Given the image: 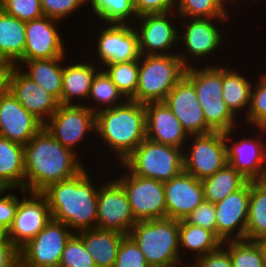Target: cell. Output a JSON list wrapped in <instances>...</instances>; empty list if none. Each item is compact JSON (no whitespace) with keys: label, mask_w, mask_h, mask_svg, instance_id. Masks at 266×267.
Returning <instances> with one entry per match:
<instances>
[{"label":"cell","mask_w":266,"mask_h":267,"mask_svg":"<svg viewBox=\"0 0 266 267\" xmlns=\"http://www.w3.org/2000/svg\"><path fill=\"white\" fill-rule=\"evenodd\" d=\"M43 126L24 145L25 190L42 192L50 184L75 177L86 166Z\"/></svg>","instance_id":"1"},{"label":"cell","mask_w":266,"mask_h":267,"mask_svg":"<svg viewBox=\"0 0 266 267\" xmlns=\"http://www.w3.org/2000/svg\"><path fill=\"white\" fill-rule=\"evenodd\" d=\"M90 177L85 167L75 177L50 184L41 192L52 219L66 224L74 233L96 228L98 184Z\"/></svg>","instance_id":"2"},{"label":"cell","mask_w":266,"mask_h":267,"mask_svg":"<svg viewBox=\"0 0 266 267\" xmlns=\"http://www.w3.org/2000/svg\"><path fill=\"white\" fill-rule=\"evenodd\" d=\"M95 128L94 136L114 152V161L122 163L146 138L145 104L126 100L119 106L100 110Z\"/></svg>","instance_id":"3"},{"label":"cell","mask_w":266,"mask_h":267,"mask_svg":"<svg viewBox=\"0 0 266 267\" xmlns=\"http://www.w3.org/2000/svg\"><path fill=\"white\" fill-rule=\"evenodd\" d=\"M128 235L151 267H173L184 260L179 251V220L137 221Z\"/></svg>","instance_id":"4"},{"label":"cell","mask_w":266,"mask_h":267,"mask_svg":"<svg viewBox=\"0 0 266 267\" xmlns=\"http://www.w3.org/2000/svg\"><path fill=\"white\" fill-rule=\"evenodd\" d=\"M206 64L187 67L185 76L195 87L206 124L213 131L227 132L237 127L238 119L222 97V66Z\"/></svg>","instance_id":"5"},{"label":"cell","mask_w":266,"mask_h":267,"mask_svg":"<svg viewBox=\"0 0 266 267\" xmlns=\"http://www.w3.org/2000/svg\"><path fill=\"white\" fill-rule=\"evenodd\" d=\"M186 68L177 54L140 55L136 94L130 100L142 104L163 102L185 76Z\"/></svg>","instance_id":"6"},{"label":"cell","mask_w":266,"mask_h":267,"mask_svg":"<svg viewBox=\"0 0 266 267\" xmlns=\"http://www.w3.org/2000/svg\"><path fill=\"white\" fill-rule=\"evenodd\" d=\"M183 151L145 138L122 163L139 177L165 182L184 170Z\"/></svg>","instance_id":"7"},{"label":"cell","mask_w":266,"mask_h":267,"mask_svg":"<svg viewBox=\"0 0 266 267\" xmlns=\"http://www.w3.org/2000/svg\"><path fill=\"white\" fill-rule=\"evenodd\" d=\"M180 19L184 21V23L182 21L183 27L181 28L184 29L179 33V41L182 43L180 48L183 50L177 52V55L186 67L193 66V61H199L201 58L208 60L209 56H212L214 52L217 53V50L219 51L218 48H221L220 46L224 42L225 34L222 33L221 28L215 23L220 20V24L221 22L224 23V21L228 22L230 18ZM191 60L192 63H190Z\"/></svg>","instance_id":"8"},{"label":"cell","mask_w":266,"mask_h":267,"mask_svg":"<svg viewBox=\"0 0 266 267\" xmlns=\"http://www.w3.org/2000/svg\"><path fill=\"white\" fill-rule=\"evenodd\" d=\"M125 170L116 179L122 184L133 215L137 221L166 218L164 182L133 174L123 163Z\"/></svg>","instance_id":"9"},{"label":"cell","mask_w":266,"mask_h":267,"mask_svg":"<svg viewBox=\"0 0 266 267\" xmlns=\"http://www.w3.org/2000/svg\"><path fill=\"white\" fill-rule=\"evenodd\" d=\"M185 147L189 149L183 151L184 171L196 179L209 177L227 164L224 132L192 135Z\"/></svg>","instance_id":"10"},{"label":"cell","mask_w":266,"mask_h":267,"mask_svg":"<svg viewBox=\"0 0 266 267\" xmlns=\"http://www.w3.org/2000/svg\"><path fill=\"white\" fill-rule=\"evenodd\" d=\"M257 129L260 132L254 133V136L241 137L239 140L232 139L235 137L236 128L224 132L227 163L248 181L266 180V136L263 139L266 130L264 127H257Z\"/></svg>","instance_id":"11"},{"label":"cell","mask_w":266,"mask_h":267,"mask_svg":"<svg viewBox=\"0 0 266 267\" xmlns=\"http://www.w3.org/2000/svg\"><path fill=\"white\" fill-rule=\"evenodd\" d=\"M136 223L127 194L115 176L111 181L106 179L103 184L100 183L97 194L96 227L128 235Z\"/></svg>","instance_id":"12"},{"label":"cell","mask_w":266,"mask_h":267,"mask_svg":"<svg viewBox=\"0 0 266 267\" xmlns=\"http://www.w3.org/2000/svg\"><path fill=\"white\" fill-rule=\"evenodd\" d=\"M175 14L176 12L173 10L162 14H145L137 18L133 27L137 33L140 55L177 54L176 47L178 45L176 43L179 44L178 33L180 28L176 27L180 25H176V22L174 24L175 16L178 17ZM172 17L174 18L173 20Z\"/></svg>","instance_id":"13"},{"label":"cell","mask_w":266,"mask_h":267,"mask_svg":"<svg viewBox=\"0 0 266 267\" xmlns=\"http://www.w3.org/2000/svg\"><path fill=\"white\" fill-rule=\"evenodd\" d=\"M95 124L96 113L88 107L59 104L57 111L44 123V127L64 147L82 157L75 147L87 138L86 135L95 133Z\"/></svg>","instance_id":"14"},{"label":"cell","mask_w":266,"mask_h":267,"mask_svg":"<svg viewBox=\"0 0 266 267\" xmlns=\"http://www.w3.org/2000/svg\"><path fill=\"white\" fill-rule=\"evenodd\" d=\"M74 232L53 219L19 250L20 263L26 267H59L66 242Z\"/></svg>","instance_id":"15"},{"label":"cell","mask_w":266,"mask_h":267,"mask_svg":"<svg viewBox=\"0 0 266 267\" xmlns=\"http://www.w3.org/2000/svg\"><path fill=\"white\" fill-rule=\"evenodd\" d=\"M20 199L16 215L7 232L8 240L19 250L32 240L52 219L46 197L41 192H27Z\"/></svg>","instance_id":"16"},{"label":"cell","mask_w":266,"mask_h":267,"mask_svg":"<svg viewBox=\"0 0 266 267\" xmlns=\"http://www.w3.org/2000/svg\"><path fill=\"white\" fill-rule=\"evenodd\" d=\"M60 21L47 16L25 22L26 41L19 61L65 57L68 51L58 29Z\"/></svg>","instance_id":"17"},{"label":"cell","mask_w":266,"mask_h":267,"mask_svg":"<svg viewBox=\"0 0 266 267\" xmlns=\"http://www.w3.org/2000/svg\"><path fill=\"white\" fill-rule=\"evenodd\" d=\"M97 36L95 56L101 61L98 64L104 66L139 59L138 37L133 24H105Z\"/></svg>","instance_id":"18"},{"label":"cell","mask_w":266,"mask_h":267,"mask_svg":"<svg viewBox=\"0 0 266 267\" xmlns=\"http://www.w3.org/2000/svg\"><path fill=\"white\" fill-rule=\"evenodd\" d=\"M249 200L250 181L241 189L214 204L216 236L222 242L245 239Z\"/></svg>","instance_id":"19"},{"label":"cell","mask_w":266,"mask_h":267,"mask_svg":"<svg viewBox=\"0 0 266 267\" xmlns=\"http://www.w3.org/2000/svg\"><path fill=\"white\" fill-rule=\"evenodd\" d=\"M163 102L171 109L189 136L213 132L206 124L195 87L186 76L173 87Z\"/></svg>","instance_id":"20"},{"label":"cell","mask_w":266,"mask_h":267,"mask_svg":"<svg viewBox=\"0 0 266 267\" xmlns=\"http://www.w3.org/2000/svg\"><path fill=\"white\" fill-rule=\"evenodd\" d=\"M21 67V68H20ZM22 66H11L8 91L43 124L57 111L59 102L22 72Z\"/></svg>","instance_id":"21"},{"label":"cell","mask_w":266,"mask_h":267,"mask_svg":"<svg viewBox=\"0 0 266 267\" xmlns=\"http://www.w3.org/2000/svg\"><path fill=\"white\" fill-rule=\"evenodd\" d=\"M166 218L183 220L204 201L202 181L186 171L164 182Z\"/></svg>","instance_id":"22"},{"label":"cell","mask_w":266,"mask_h":267,"mask_svg":"<svg viewBox=\"0 0 266 267\" xmlns=\"http://www.w3.org/2000/svg\"><path fill=\"white\" fill-rule=\"evenodd\" d=\"M43 126L9 91L0 98V136L24 146Z\"/></svg>","instance_id":"23"},{"label":"cell","mask_w":266,"mask_h":267,"mask_svg":"<svg viewBox=\"0 0 266 267\" xmlns=\"http://www.w3.org/2000/svg\"><path fill=\"white\" fill-rule=\"evenodd\" d=\"M145 109L147 139L187 150L185 144L190 136L164 102L147 103Z\"/></svg>","instance_id":"24"},{"label":"cell","mask_w":266,"mask_h":267,"mask_svg":"<svg viewBox=\"0 0 266 267\" xmlns=\"http://www.w3.org/2000/svg\"><path fill=\"white\" fill-rule=\"evenodd\" d=\"M65 63L66 61L64 62L61 104L85 105L92 79L101 66L95 62L91 63L90 60L88 62L82 60V62ZM76 100L80 102L75 103Z\"/></svg>","instance_id":"25"},{"label":"cell","mask_w":266,"mask_h":267,"mask_svg":"<svg viewBox=\"0 0 266 267\" xmlns=\"http://www.w3.org/2000/svg\"><path fill=\"white\" fill-rule=\"evenodd\" d=\"M75 234L83 241L86 251L97 267L115 266L120 243L126 235L97 227Z\"/></svg>","instance_id":"26"},{"label":"cell","mask_w":266,"mask_h":267,"mask_svg":"<svg viewBox=\"0 0 266 267\" xmlns=\"http://www.w3.org/2000/svg\"><path fill=\"white\" fill-rule=\"evenodd\" d=\"M65 58L18 61L14 66L27 67L22 72L61 104Z\"/></svg>","instance_id":"27"},{"label":"cell","mask_w":266,"mask_h":267,"mask_svg":"<svg viewBox=\"0 0 266 267\" xmlns=\"http://www.w3.org/2000/svg\"><path fill=\"white\" fill-rule=\"evenodd\" d=\"M247 78L240 71L222 65V97L236 117L242 114L245 117L250 107L253 81Z\"/></svg>","instance_id":"28"},{"label":"cell","mask_w":266,"mask_h":267,"mask_svg":"<svg viewBox=\"0 0 266 267\" xmlns=\"http://www.w3.org/2000/svg\"><path fill=\"white\" fill-rule=\"evenodd\" d=\"M25 22L0 11V62L14 66L24 54Z\"/></svg>","instance_id":"29"},{"label":"cell","mask_w":266,"mask_h":267,"mask_svg":"<svg viewBox=\"0 0 266 267\" xmlns=\"http://www.w3.org/2000/svg\"><path fill=\"white\" fill-rule=\"evenodd\" d=\"M0 178L25 190L24 146L0 136Z\"/></svg>","instance_id":"30"},{"label":"cell","mask_w":266,"mask_h":267,"mask_svg":"<svg viewBox=\"0 0 266 267\" xmlns=\"http://www.w3.org/2000/svg\"><path fill=\"white\" fill-rule=\"evenodd\" d=\"M222 241L210 230L192 225L184 219L179 220V251L186 250L193 257L192 261L200 256L216 251ZM194 258V259H193Z\"/></svg>","instance_id":"31"},{"label":"cell","mask_w":266,"mask_h":267,"mask_svg":"<svg viewBox=\"0 0 266 267\" xmlns=\"http://www.w3.org/2000/svg\"><path fill=\"white\" fill-rule=\"evenodd\" d=\"M204 200L216 204L241 189L248 180L228 163L213 175L201 180Z\"/></svg>","instance_id":"32"},{"label":"cell","mask_w":266,"mask_h":267,"mask_svg":"<svg viewBox=\"0 0 266 267\" xmlns=\"http://www.w3.org/2000/svg\"><path fill=\"white\" fill-rule=\"evenodd\" d=\"M266 238V180L250 181V200L245 239Z\"/></svg>","instance_id":"33"},{"label":"cell","mask_w":266,"mask_h":267,"mask_svg":"<svg viewBox=\"0 0 266 267\" xmlns=\"http://www.w3.org/2000/svg\"><path fill=\"white\" fill-rule=\"evenodd\" d=\"M92 100L95 105H88L91 103L89 101ZM126 100L127 99L118 90L117 86L112 82L107 73L101 68L96 72L92 79L90 92L87 98L88 103L84 106L97 113L103 109L119 106Z\"/></svg>","instance_id":"34"},{"label":"cell","mask_w":266,"mask_h":267,"mask_svg":"<svg viewBox=\"0 0 266 267\" xmlns=\"http://www.w3.org/2000/svg\"><path fill=\"white\" fill-rule=\"evenodd\" d=\"M88 3L103 24H134L138 18L133 0H87Z\"/></svg>","instance_id":"35"},{"label":"cell","mask_w":266,"mask_h":267,"mask_svg":"<svg viewBox=\"0 0 266 267\" xmlns=\"http://www.w3.org/2000/svg\"><path fill=\"white\" fill-rule=\"evenodd\" d=\"M226 6L224 0H175L174 11L178 18H231Z\"/></svg>","instance_id":"36"},{"label":"cell","mask_w":266,"mask_h":267,"mask_svg":"<svg viewBox=\"0 0 266 267\" xmlns=\"http://www.w3.org/2000/svg\"><path fill=\"white\" fill-rule=\"evenodd\" d=\"M101 68L107 73L122 95L130 100L137 89L139 59L121 63H110Z\"/></svg>","instance_id":"37"},{"label":"cell","mask_w":266,"mask_h":267,"mask_svg":"<svg viewBox=\"0 0 266 267\" xmlns=\"http://www.w3.org/2000/svg\"><path fill=\"white\" fill-rule=\"evenodd\" d=\"M229 252L232 267H264L263 259L255 241L241 239L222 242Z\"/></svg>","instance_id":"38"},{"label":"cell","mask_w":266,"mask_h":267,"mask_svg":"<svg viewBox=\"0 0 266 267\" xmlns=\"http://www.w3.org/2000/svg\"><path fill=\"white\" fill-rule=\"evenodd\" d=\"M258 78L252 84L250 107L243 120L255 129L266 126V72Z\"/></svg>","instance_id":"39"},{"label":"cell","mask_w":266,"mask_h":267,"mask_svg":"<svg viewBox=\"0 0 266 267\" xmlns=\"http://www.w3.org/2000/svg\"><path fill=\"white\" fill-rule=\"evenodd\" d=\"M59 267H97L83 241L74 233L66 242Z\"/></svg>","instance_id":"40"},{"label":"cell","mask_w":266,"mask_h":267,"mask_svg":"<svg viewBox=\"0 0 266 267\" xmlns=\"http://www.w3.org/2000/svg\"><path fill=\"white\" fill-rule=\"evenodd\" d=\"M1 10L24 22L44 16L41 0H2Z\"/></svg>","instance_id":"41"},{"label":"cell","mask_w":266,"mask_h":267,"mask_svg":"<svg viewBox=\"0 0 266 267\" xmlns=\"http://www.w3.org/2000/svg\"><path fill=\"white\" fill-rule=\"evenodd\" d=\"M114 267H151L134 240L126 235L119 246Z\"/></svg>","instance_id":"42"},{"label":"cell","mask_w":266,"mask_h":267,"mask_svg":"<svg viewBox=\"0 0 266 267\" xmlns=\"http://www.w3.org/2000/svg\"><path fill=\"white\" fill-rule=\"evenodd\" d=\"M85 4L87 0H41L43 15L60 22L80 10Z\"/></svg>","instance_id":"43"},{"label":"cell","mask_w":266,"mask_h":267,"mask_svg":"<svg viewBox=\"0 0 266 267\" xmlns=\"http://www.w3.org/2000/svg\"><path fill=\"white\" fill-rule=\"evenodd\" d=\"M186 222L212 231L216 235V216L214 204L203 201L184 219Z\"/></svg>","instance_id":"44"},{"label":"cell","mask_w":266,"mask_h":267,"mask_svg":"<svg viewBox=\"0 0 266 267\" xmlns=\"http://www.w3.org/2000/svg\"><path fill=\"white\" fill-rule=\"evenodd\" d=\"M21 189L12 188L7 195L0 197V227L8 232L16 215V210L19 204L18 195L13 194L12 191Z\"/></svg>","instance_id":"45"},{"label":"cell","mask_w":266,"mask_h":267,"mask_svg":"<svg viewBox=\"0 0 266 267\" xmlns=\"http://www.w3.org/2000/svg\"><path fill=\"white\" fill-rule=\"evenodd\" d=\"M138 17L145 14H162L174 10L175 0H133Z\"/></svg>","instance_id":"46"},{"label":"cell","mask_w":266,"mask_h":267,"mask_svg":"<svg viewBox=\"0 0 266 267\" xmlns=\"http://www.w3.org/2000/svg\"><path fill=\"white\" fill-rule=\"evenodd\" d=\"M193 261L198 267H232L230 254L222 245L216 251L200 256Z\"/></svg>","instance_id":"47"},{"label":"cell","mask_w":266,"mask_h":267,"mask_svg":"<svg viewBox=\"0 0 266 267\" xmlns=\"http://www.w3.org/2000/svg\"><path fill=\"white\" fill-rule=\"evenodd\" d=\"M19 262V249L11 241L0 244V267H16Z\"/></svg>","instance_id":"48"},{"label":"cell","mask_w":266,"mask_h":267,"mask_svg":"<svg viewBox=\"0 0 266 267\" xmlns=\"http://www.w3.org/2000/svg\"><path fill=\"white\" fill-rule=\"evenodd\" d=\"M11 65L0 62V98L8 91V75Z\"/></svg>","instance_id":"49"},{"label":"cell","mask_w":266,"mask_h":267,"mask_svg":"<svg viewBox=\"0 0 266 267\" xmlns=\"http://www.w3.org/2000/svg\"><path fill=\"white\" fill-rule=\"evenodd\" d=\"M256 244L259 247L262 259H263V264L264 267H266V238H260L255 240Z\"/></svg>","instance_id":"50"},{"label":"cell","mask_w":266,"mask_h":267,"mask_svg":"<svg viewBox=\"0 0 266 267\" xmlns=\"http://www.w3.org/2000/svg\"><path fill=\"white\" fill-rule=\"evenodd\" d=\"M12 187L0 178V197L4 196V192L10 191ZM3 194V195H2Z\"/></svg>","instance_id":"51"},{"label":"cell","mask_w":266,"mask_h":267,"mask_svg":"<svg viewBox=\"0 0 266 267\" xmlns=\"http://www.w3.org/2000/svg\"><path fill=\"white\" fill-rule=\"evenodd\" d=\"M8 241L7 231L0 227V244L7 243Z\"/></svg>","instance_id":"52"},{"label":"cell","mask_w":266,"mask_h":267,"mask_svg":"<svg viewBox=\"0 0 266 267\" xmlns=\"http://www.w3.org/2000/svg\"><path fill=\"white\" fill-rule=\"evenodd\" d=\"M190 262H191L190 264L189 263L184 264L183 262H179L173 267H198L194 261H190Z\"/></svg>","instance_id":"53"},{"label":"cell","mask_w":266,"mask_h":267,"mask_svg":"<svg viewBox=\"0 0 266 267\" xmlns=\"http://www.w3.org/2000/svg\"><path fill=\"white\" fill-rule=\"evenodd\" d=\"M239 1H241V0H229L228 2H229V3H233V4H234V3L237 4L236 2H239ZM244 1H245V0H244ZM251 1H253V0H251Z\"/></svg>","instance_id":"54"},{"label":"cell","mask_w":266,"mask_h":267,"mask_svg":"<svg viewBox=\"0 0 266 267\" xmlns=\"http://www.w3.org/2000/svg\"><path fill=\"white\" fill-rule=\"evenodd\" d=\"M16 267H26V266H24L22 263L19 262Z\"/></svg>","instance_id":"55"},{"label":"cell","mask_w":266,"mask_h":267,"mask_svg":"<svg viewBox=\"0 0 266 267\" xmlns=\"http://www.w3.org/2000/svg\"><path fill=\"white\" fill-rule=\"evenodd\" d=\"M2 9V0H0V11Z\"/></svg>","instance_id":"56"}]
</instances>
